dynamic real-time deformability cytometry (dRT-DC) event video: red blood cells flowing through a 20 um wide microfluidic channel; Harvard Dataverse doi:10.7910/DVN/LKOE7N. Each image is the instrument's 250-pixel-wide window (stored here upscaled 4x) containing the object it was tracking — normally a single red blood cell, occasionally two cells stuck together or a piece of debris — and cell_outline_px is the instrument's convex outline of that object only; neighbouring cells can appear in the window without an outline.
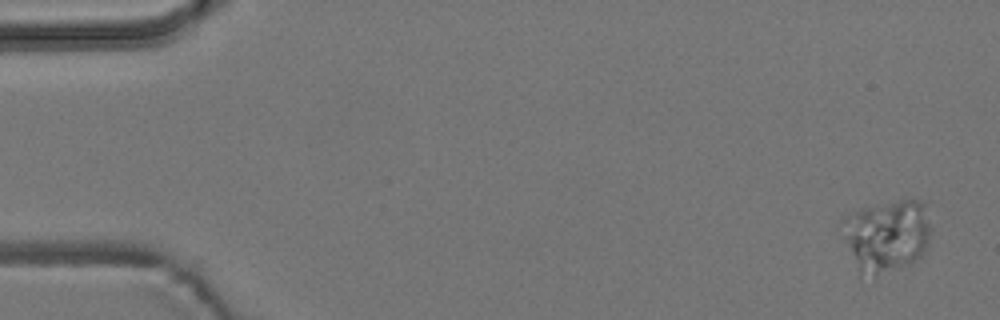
{"species": "common noctule bat (a hibernating species)", "species_latin": "Nyctalus noctula", "temperature_condition": "room temperature", "stored_images_in_passage": 6, "camera_frame_rate_fps": 3000, "um_per_image_px": 0.085, "animal": {"sex": "male", "body_mass_g": 19.2, "forearm_length_mm": 51.8}, "frame": {"image": 1, "passage_image": 1, "time_ms": 0.0, "image_size_px": [1000, 320], "cell_outline_px": [[928, 240], [924, 252], [916, 260], [876, 276], [860, 276], [836, 228], [840, 220], [860, 208], [900, 200], [920, 200], [924, 204], [928, 224]], "centroid_in_image_um": [75.23, 20.04], "position_along_channel_um": 9.8, "area_um2": 37.69}}
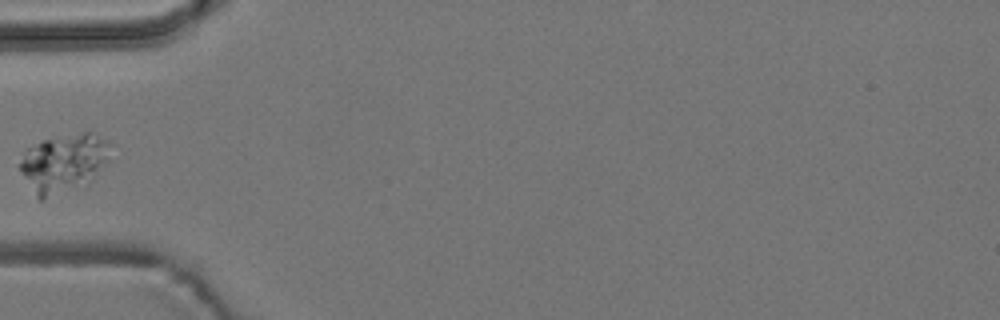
{"frame": {"image": 2, "passage_image": 5, "time_ms": 5.667, "image_size_px": [1000, 320], "cell_outline_px": [[112, 144], [108, 160], [72, 184], [44, 200], [40, 200], [36, 196], [16, 164], [24, 152], [28, 148], [44, 140], [84, 132], [92, 132]], "centroid_in_image_um": [5.28, 13.75], "position_along_channel_um": 79.7, "area_um2": 28.5}}
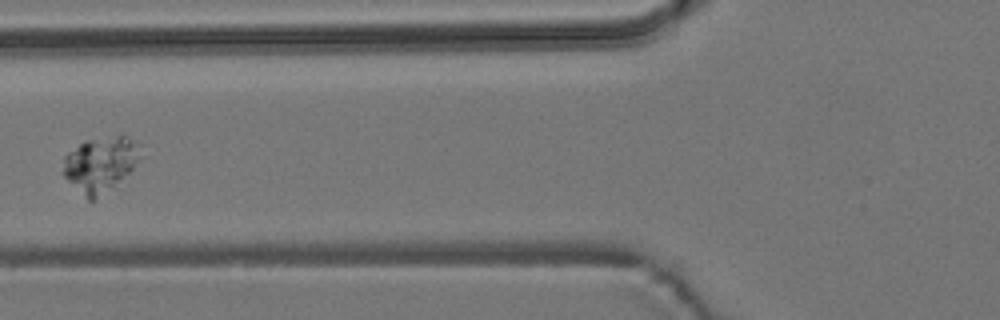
{"frame": {"image": 3, "passage_image": 6, "time_ms": 6.667, "image_size_px": [1000, 320], "cell_outline_px": [[140, 144], [136, 160], [132, 168], [128, 172], [92, 204], [60, 172], [64, 156], [68, 152], [84, 140], [116, 136], [128, 136]], "centroid_in_image_um": [8.44, 13.96], "position_along_channel_um": 117.4, "area_um2": 24.51}}